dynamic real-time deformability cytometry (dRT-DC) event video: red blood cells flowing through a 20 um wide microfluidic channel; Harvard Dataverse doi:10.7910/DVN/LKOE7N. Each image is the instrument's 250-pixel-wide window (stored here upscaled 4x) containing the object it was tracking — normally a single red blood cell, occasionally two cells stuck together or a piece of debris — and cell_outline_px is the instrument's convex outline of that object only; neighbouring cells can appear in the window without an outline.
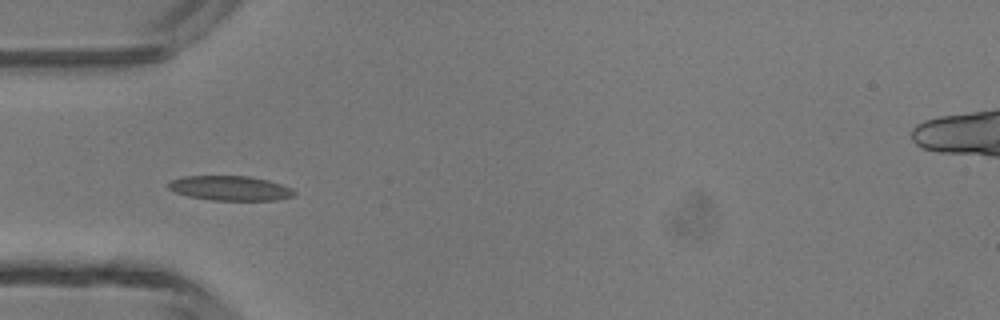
{"species": "common noctule bat (a hibernating species)", "species_latin": "Nyctalus noctula", "temperature_condition": "room temperature", "stored_images_in_passage": 35, "camera_frame_rate_fps": 3000, "um_per_image_px": 0.085, "animal": {"sex": "male", "body_mass_g": 13.3}, "frame": {"image": 1, "passage_image": 3, "time_ms": 0.667, "image_size_px": [1000, 320], "cell_outline_px": [[296, 192], [292, 196], [276, 200], [212, 200], [188, 196], [176, 192], [168, 188], [168, 184], [172, 180], [184, 176], [248, 176], [268, 180], [292, 188]], "centroid_in_image_um": [19.57, 15.99], "position_along_channel_um": 65.4, "area_um2": 17.92}}
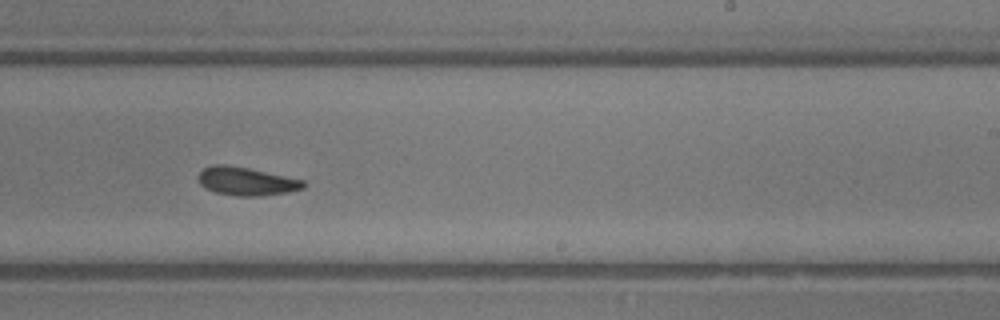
{"frame": {"image": 2, "passage_image": 17, "time_ms": 5.333, "image_size_px": [1000, 320], "cell_outline_px": [[308, 184], [304, 188], [288, 192], [260, 196], [236, 196], [216, 192], [204, 188], [200, 184], [200, 172], [204, 168], [212, 164], [224, 164], [248, 168], [304, 180]], "centroid_in_image_um": [20.97, 15.41], "position_along_channel_um": 268.0, "area_um2": 17.28}}
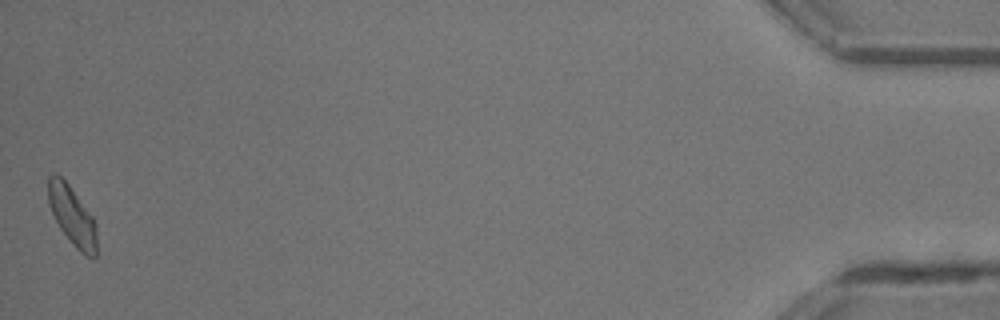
{"frame": {"image": 3, "passage_image": 35, "time_ms": 11.333, "image_size_px": [1000, 320], "cell_outline_px": [[96, 256], [88, 256], [80, 252], [76, 248], [60, 228], [48, 204], [48, 176], [52, 172], [56, 172], [68, 184], [92, 216], [96, 224]], "centroid_in_image_um": [6.11, 18.31], "position_along_channel_um": 429.1, "area_um2": 16.47}, "authors_computed_cell_mechanics": {"area_um2": 17.2822, "velocity_mm_per_s": 4.3491, "shape_relaxation_time_tau1_ms": 3.9593, "shape_relaxation_time_tau2_ms": 3.5085, "deformation_change_tau1": 0.1115, "deformation_change_tau2": 0.098}}